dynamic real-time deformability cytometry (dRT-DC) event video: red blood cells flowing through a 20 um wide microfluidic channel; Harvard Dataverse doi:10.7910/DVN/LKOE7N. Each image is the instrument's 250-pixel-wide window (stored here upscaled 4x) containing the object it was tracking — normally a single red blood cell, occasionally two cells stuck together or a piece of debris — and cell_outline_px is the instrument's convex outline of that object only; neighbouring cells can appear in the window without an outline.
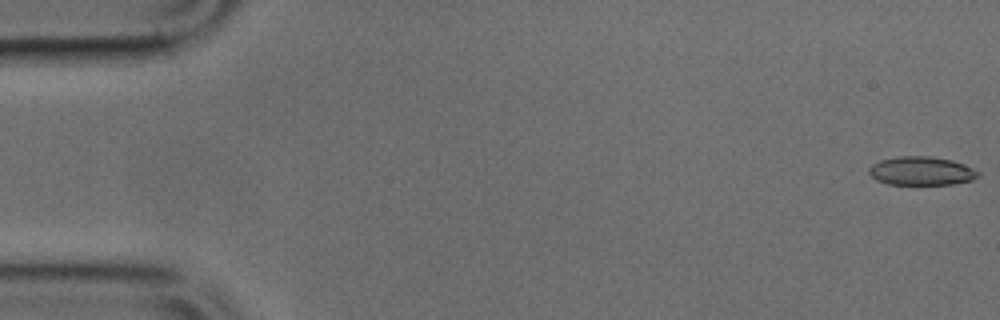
{"species": "common noctule bat (a hibernating species)", "species_latin": "Nyctalus noctula", "temperature_condition": "cold", "stored_images_in_passage": 5, "segment_of_instrument_passage": [1, 2], "camera_frame_rate_fps": 3000, "um_per_image_px": 0.085, "animal": {"sex": "male", "body_mass_g": 17.9, "forearm_length_mm": 54.2}, "frame": {"image": 1, "passage_image": 1, "time_ms": 0.0, "image_size_px": [1000, 320], "cell_outline_px": [[980, 176], [972, 180], [952, 184], [888, 184], [876, 180], [868, 172], [868, 168], [872, 164], [880, 160], [900, 156], [928, 156], [952, 160], [964, 164], [980, 172]], "centroid_in_image_um": [78.32, 14.53], "position_along_channel_um": 6.7, "area_um2": 18.21}}
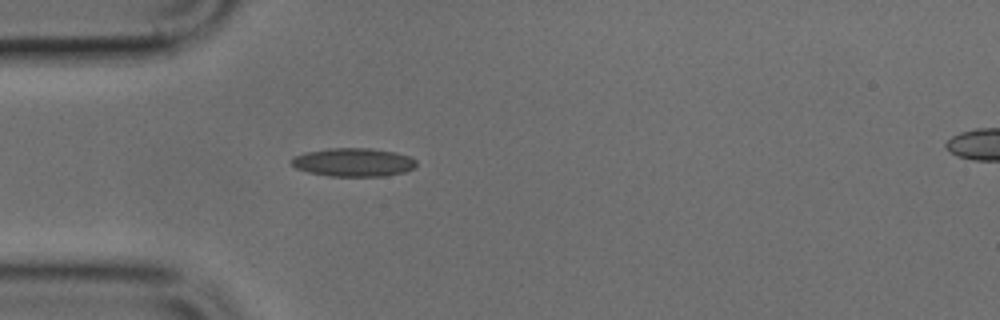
{"frame": {"image": 2, "passage_image": 4, "time_ms": 1.0, "image_size_px": [1000, 320], "cell_outline_px": [[416, 168], [404, 172], [384, 176], [328, 176], [308, 172], [296, 168], [288, 160], [304, 152], [328, 148], [368, 148], [396, 152], [408, 156], [416, 160]], "centroid_in_image_um": [30.03, 13.79], "position_along_channel_um": 55.0, "area_um2": 20.81}}